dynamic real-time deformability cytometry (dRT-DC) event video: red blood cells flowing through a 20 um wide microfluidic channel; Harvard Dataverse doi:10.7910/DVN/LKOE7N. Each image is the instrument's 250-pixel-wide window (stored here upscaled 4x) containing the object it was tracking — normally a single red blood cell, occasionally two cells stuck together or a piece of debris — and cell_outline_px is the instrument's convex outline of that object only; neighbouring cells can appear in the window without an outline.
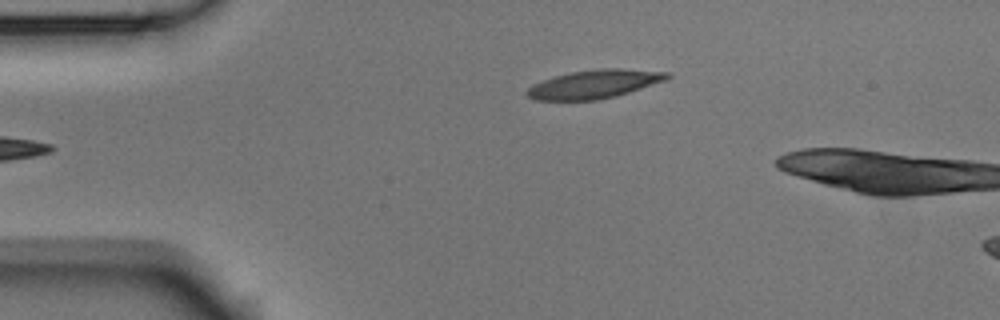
{"species": "Egyptian fruit bat (a non-hibernating species)", "species_latin": "Rousettus aegyptiacus", "temperature_condition": "room temperature", "stored_images_in_passage": 4, "camera_frame_rate_fps": 3000, "um_per_image_px": 0.085, "animal": {"sex": "male"}, "frame": {"image": 1, "passage_image": 4, "time_ms": 1.0, "image_size_px": [1000, 320], "cell_outline_px": [[672, 76], [664, 80], [616, 96], [596, 100], [536, 100], [528, 96], [524, 92], [528, 88], [544, 80], [556, 76], [572, 72], [600, 68], [620, 68], [672, 72]], "centroid_in_image_um": [50.55, 7.14], "position_along_channel_um": 34.5, "area_um2": 23.0}}